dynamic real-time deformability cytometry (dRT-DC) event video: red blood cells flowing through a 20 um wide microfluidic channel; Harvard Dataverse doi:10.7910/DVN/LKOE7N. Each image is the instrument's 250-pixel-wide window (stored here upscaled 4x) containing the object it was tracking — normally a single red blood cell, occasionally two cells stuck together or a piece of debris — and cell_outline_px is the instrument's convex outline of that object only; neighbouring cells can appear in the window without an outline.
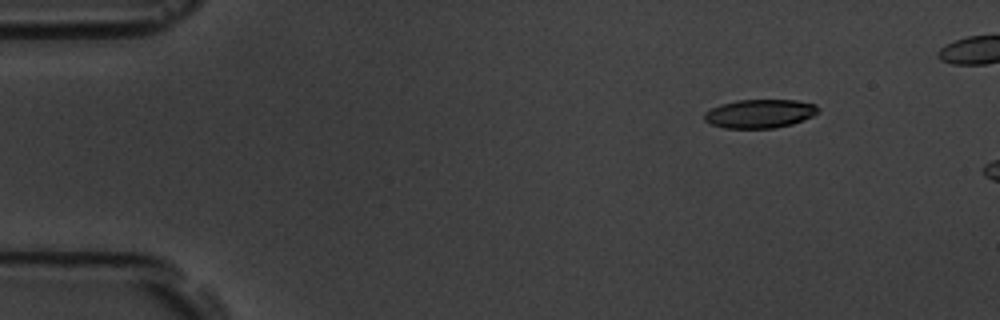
{"species": "common noctule bat (a hibernating species)", "species_latin": "Nyctalus noctula", "temperature_condition": "room temperature", "stored_images_in_passage": 3, "camera_frame_rate_fps": 3000, "um_per_image_px": 0.085, "animal": {"sex": "male", "body_mass_g": 19.5, "forearm_length_mm": 54.6}, "frame": {"image": 1, "passage_image": 1, "time_ms": 0.0, "image_size_px": [1000, 320], "cell_outline_px": [[820, 112], [812, 116], [792, 124], [772, 128], [724, 128], [712, 124], [704, 120], [704, 112], [720, 104], [736, 100], [796, 100], [816, 104], [820, 108]], "centroid_in_image_um": [64.59, 9.65], "position_along_channel_um": 20.4, "area_um2": 19.07}}